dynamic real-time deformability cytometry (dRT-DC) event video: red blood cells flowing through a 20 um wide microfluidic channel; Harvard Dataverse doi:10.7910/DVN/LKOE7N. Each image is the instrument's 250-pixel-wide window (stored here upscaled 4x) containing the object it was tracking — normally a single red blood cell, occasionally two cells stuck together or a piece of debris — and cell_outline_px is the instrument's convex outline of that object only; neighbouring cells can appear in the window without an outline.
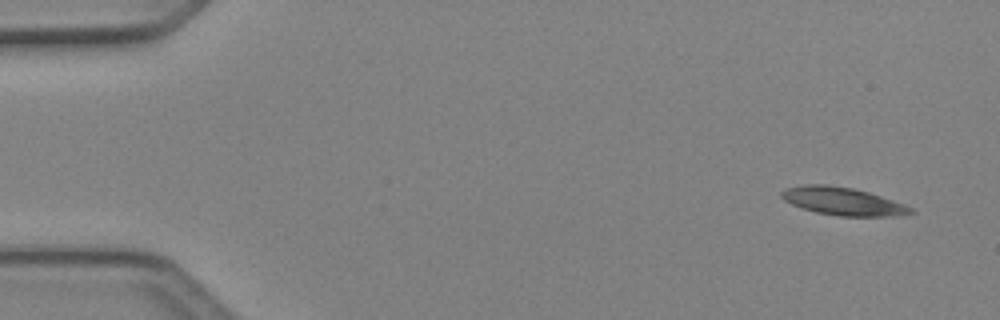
{"species": "Egyptian fruit bat (a non-hibernating species)", "species_latin": "Rousettus aegyptiacus", "temperature_condition": "cold", "stored_images_in_passage": 4, "camera_frame_rate_fps": 3000, "um_per_image_px": 0.085, "animal": {"sex": "female"}, "frame": {"image": 1, "passage_image": 1, "time_ms": 0.0, "image_size_px": [1000, 320], "cell_outline_px": [[916, 212], [900, 216], [840, 216], [816, 212], [792, 204], [784, 200], [780, 196], [780, 192], [784, 188], [804, 184], [828, 184], [852, 188], [868, 192], [904, 204], [912, 208]], "centroid_in_image_um": [71.62, 17.1], "position_along_channel_um": 13.4, "area_um2": 20.98}}
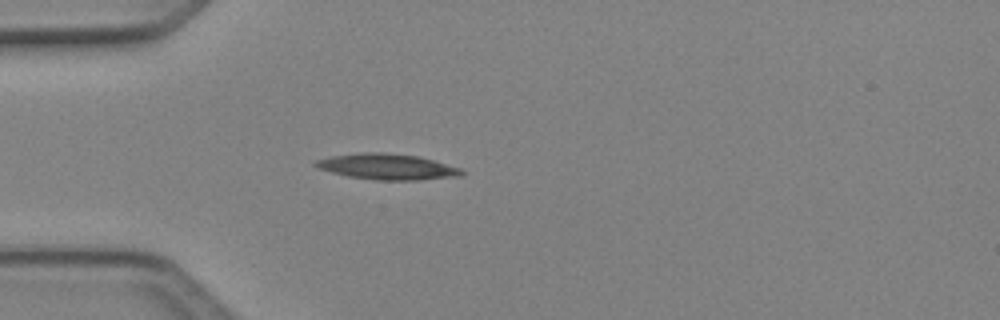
{"frame": {"image": 2, "passage_image": 4, "time_ms": 1.0, "image_size_px": [1000, 320], "cell_outline_px": [[464, 176], [420, 180], [376, 180], [348, 176], [332, 172], [320, 168], [312, 164], [316, 160], [332, 156], [364, 152], [384, 152], [416, 156], [432, 160], [460, 168], [464, 172]], "centroid_in_image_um": [32.94, 14.18], "position_along_channel_um": 52.1, "area_um2": 21.79}}